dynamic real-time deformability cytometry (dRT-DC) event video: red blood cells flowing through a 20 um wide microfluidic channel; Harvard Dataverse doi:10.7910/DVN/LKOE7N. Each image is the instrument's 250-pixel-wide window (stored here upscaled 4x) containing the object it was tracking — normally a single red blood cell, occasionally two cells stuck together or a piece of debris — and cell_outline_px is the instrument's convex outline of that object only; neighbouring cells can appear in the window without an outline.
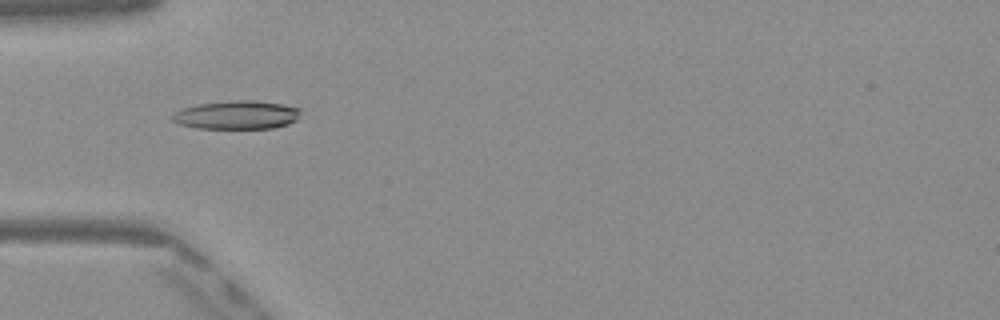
{"species": "Egyptian fruit bat (a non-hibernating species)", "species_latin": "Rousettus aegyptiacus", "temperature_condition": "warm", "stored_images_in_passage": 50, "camera_frame_rate_fps": 3000, "um_per_image_px": 0.085, "frame": {"image": 1, "passage_image": 16, "time_ms": 5.0, "image_size_px": [1000, 320], "cell_outline_px": [[300, 112], [296, 120], [288, 124], [272, 128], [196, 128], [176, 124], [172, 120], [172, 112], [196, 104], [232, 100], [256, 100], [280, 104], [300, 108]], "centroid_in_image_um": [20.07, 9.77], "position_along_channel_um": 64.9, "area_um2": 21.39}}
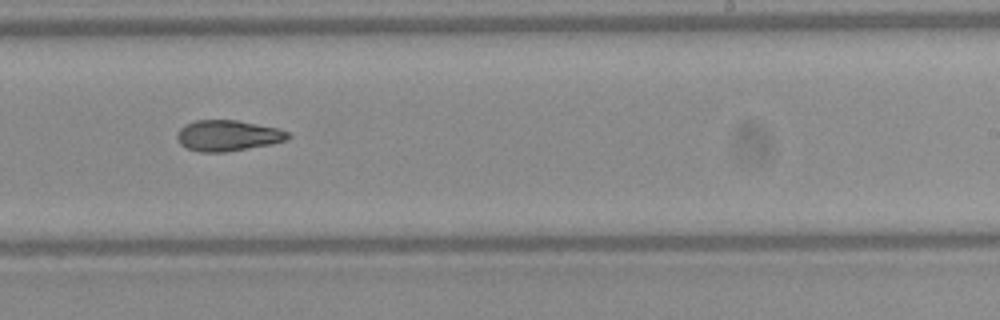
{"frame": {"image": 2, "passage_image": 31, "time_ms": 10.0, "image_size_px": [1000, 320], "cell_outline_px": [[292, 136], [284, 140], [272, 144], [224, 152], [200, 152], [188, 148], [180, 144], [176, 136], [176, 132], [184, 124], [196, 120], [236, 120], [276, 128], [288, 132]], "centroid_in_image_um": [19.32, 11.52], "position_along_channel_um": 269.7, "area_um2": 19.83}}
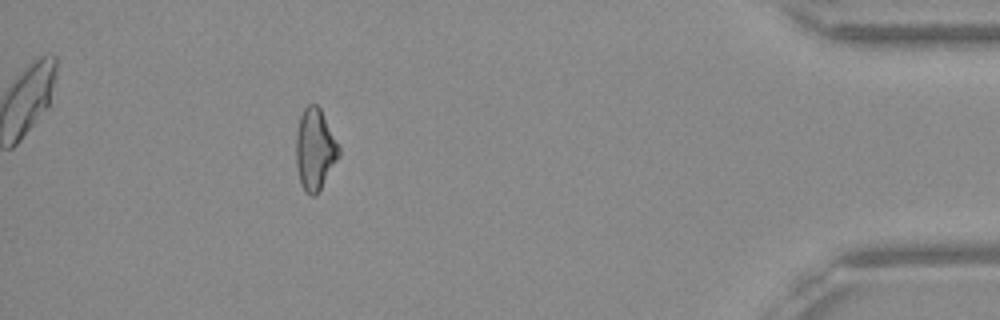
{"frame": {"image": 3, "passage_image": 45, "time_ms": 14.667, "image_size_px": [1000, 320], "cell_outline_px": [[340, 156], [316, 196], [312, 196], [300, 184], [296, 164], [296, 132], [300, 116], [304, 108], [308, 104], [316, 104], [320, 108], [340, 148]], "centroid_in_image_um": [26.76, 12.69], "position_along_channel_um": 408.4, "area_um2": 20.23}, "authors_computed_cell_mechanics": {"area_um2": 20.23, "velocity_mm_per_s": 4.0998, "shape_relaxation_time_tau1_ms": null, "shape_relaxation_time_tau2_ms": 5.2115, "deformation_change_tau1": null, "deformation_change_tau2": 0.1438}}